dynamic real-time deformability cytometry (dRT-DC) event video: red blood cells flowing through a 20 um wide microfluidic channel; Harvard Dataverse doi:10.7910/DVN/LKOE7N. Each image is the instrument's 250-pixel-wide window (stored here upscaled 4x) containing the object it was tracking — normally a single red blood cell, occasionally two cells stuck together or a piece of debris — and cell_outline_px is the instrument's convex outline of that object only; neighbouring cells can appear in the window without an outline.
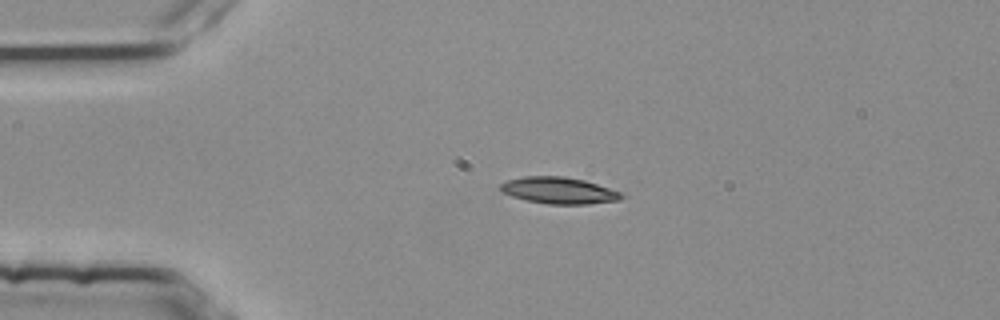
{"species": "common noctule bat (a hibernating species)", "species_latin": "Nyctalus noctula", "temperature_condition": "room temperature", "stored_images_in_passage": 42, "camera_frame_rate_fps": 3000, "um_per_image_px": 0.085, "animal": {"sex": "female", "body_mass_g": 25.1}, "frame": {"image": 1, "passage_image": 1, "time_ms": 0.0, "image_size_px": [1000, 320], "cell_outline_px": [[624, 196], [620, 200], [588, 204], [548, 204], [528, 200], [512, 196], [500, 192], [496, 188], [500, 184], [508, 180], [524, 176], [564, 176], [584, 180], [620, 192]], "centroid_in_image_um": [47.45, 16.19], "position_along_channel_um": 37.6, "area_um2": 18.73}}
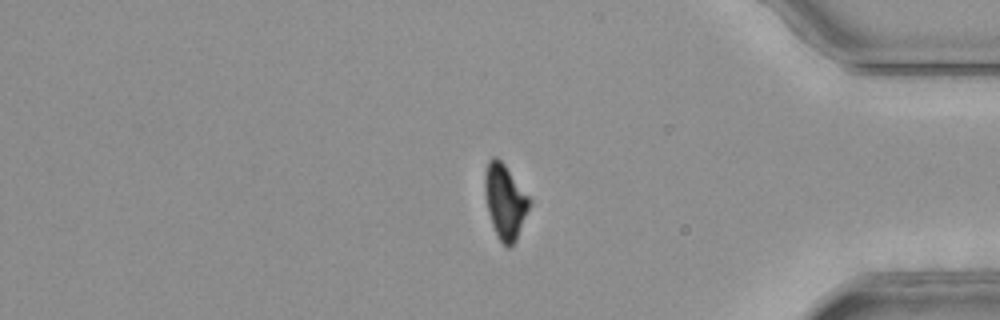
{"frame": {"image": 2, "passage_image": 34, "time_ms": 11.0, "image_size_px": [1000, 320], "cell_outline_px": [[528, 208], [516, 240], [508, 248], [500, 240], [492, 224], [488, 212], [484, 192], [484, 176], [488, 160], [492, 156], [496, 156], [504, 164], [528, 196]], "centroid_in_image_um": [42.87, 17.09], "position_along_channel_um": 392.3, "area_um2": 18.79}}
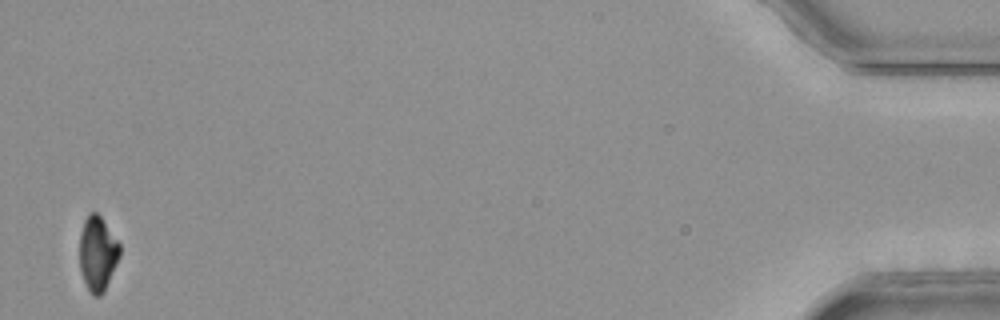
{"frame": {"image": 3, "passage_image": 42, "time_ms": 13.667, "image_size_px": [1000, 320], "cell_outline_px": [[120, 256], [104, 292], [100, 296], [92, 296], [84, 280], [80, 268], [80, 232], [84, 220], [88, 212], [96, 212], [100, 216], [120, 244]], "centroid_in_image_um": [8.29, 21.54], "position_along_channel_um": 426.9, "area_um2": 17.4}, "authors_computed_cell_mechanics": {"area_um2": 19.074, "velocity_mm_per_s": 3.7841, "shape_relaxation_time_tau1_ms": 4.7038, "shape_relaxation_time_tau2_ms": 3.6043, "deformation_change_tau1": 0.16, "deformation_change_tau2": 0.088}}